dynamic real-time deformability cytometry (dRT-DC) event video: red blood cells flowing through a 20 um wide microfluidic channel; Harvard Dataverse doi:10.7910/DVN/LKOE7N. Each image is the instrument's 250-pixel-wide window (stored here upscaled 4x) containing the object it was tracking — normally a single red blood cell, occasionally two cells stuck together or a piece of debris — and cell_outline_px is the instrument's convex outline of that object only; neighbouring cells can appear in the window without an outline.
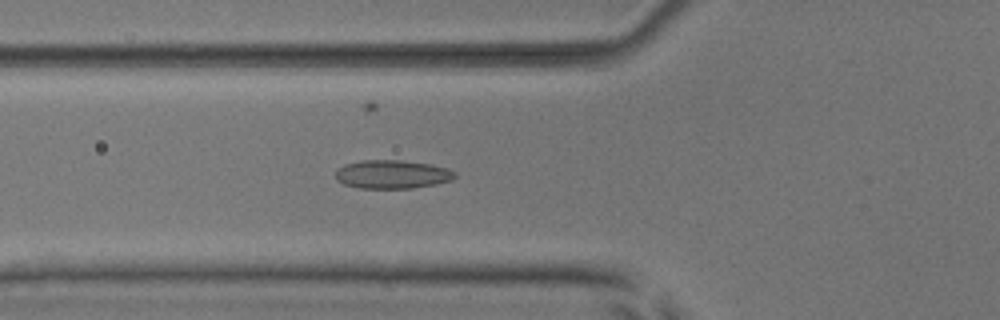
{"species": "common noctule bat (a hibernating species)", "species_latin": "Nyctalus noctula", "temperature_condition": "room temperature", "stored_images_in_passage": 40, "camera_frame_rate_fps": 3000, "um_per_image_px": 0.085, "animal": {"sex": "male", "body_mass_g": 17.9, "forearm_length_mm": 54.2}, "frame": {"image": 1, "passage_image": 10, "time_ms": 3.0, "image_size_px": [1000, 320], "cell_outline_px": [[456, 176], [452, 180], [436, 184], [412, 188], [360, 188], [344, 184], [336, 180], [336, 168], [344, 164], [360, 160], [400, 160], [432, 164], [448, 168], [456, 172]], "centroid_in_image_um": [33.34, 14.81], "position_along_channel_um": 92.5, "area_um2": 20.06}}
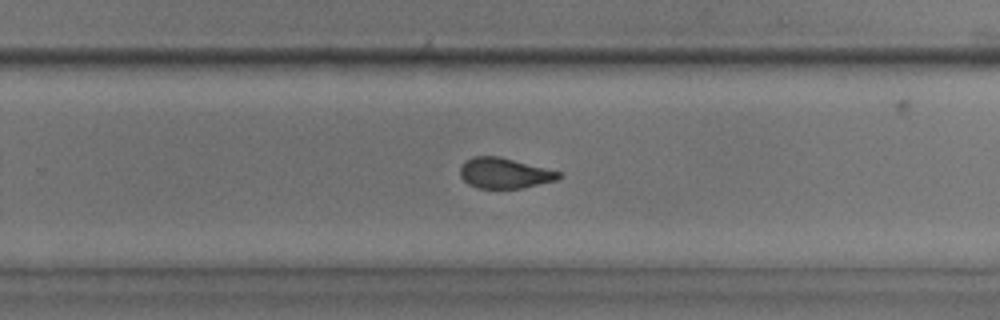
{"frame": {"image": 2, "passage_image": 25, "time_ms": 8.0, "image_size_px": [1000, 320], "cell_outline_px": [[560, 176], [556, 180], [520, 188], [476, 188], [468, 184], [460, 176], [460, 168], [464, 160], [472, 156], [500, 156], [560, 172]], "centroid_in_image_um": [42.81, 14.7], "position_along_channel_um": 287.0, "area_um2": 17.4}}
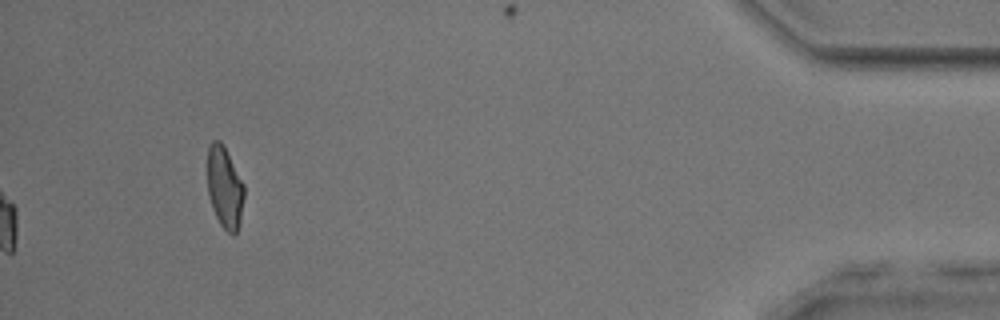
{"frame": {"image": 3, "passage_image": 40, "time_ms": 13.0, "image_size_px": [1000, 320], "cell_outline_px": [[244, 196], [240, 224], [236, 232], [232, 236], [220, 224], [212, 208], [208, 192], [208, 148], [212, 140], [220, 140], [224, 144], [244, 184]], "centroid_in_image_um": [19.11, 15.92], "position_along_channel_um": 416.1, "area_um2": 17.57}, "authors_computed_cell_mechanics": {"area_um2": 18.8717, "velocity_mm_per_s": 3.893, "shape_relaxation_time_tau1_ms": null, "shape_relaxation_time_tau2_ms": 1.8376, "deformation_change_tau1": null, "deformation_change_tau2": 0.0806}}